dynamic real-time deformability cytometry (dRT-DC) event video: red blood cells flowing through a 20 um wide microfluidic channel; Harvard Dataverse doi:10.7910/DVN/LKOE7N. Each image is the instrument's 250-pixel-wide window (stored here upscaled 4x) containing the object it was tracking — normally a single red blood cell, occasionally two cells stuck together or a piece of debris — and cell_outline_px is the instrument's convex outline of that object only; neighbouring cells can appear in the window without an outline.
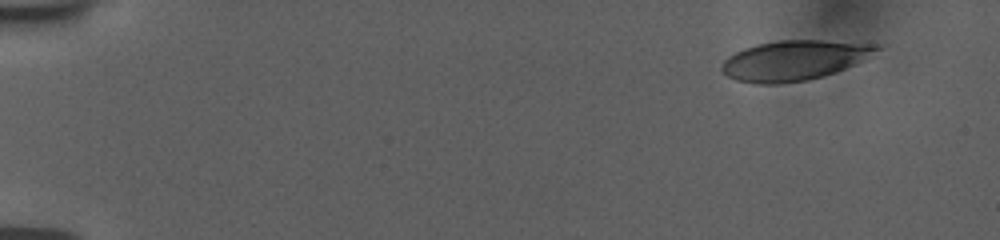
{"species": "human", "species_latin": "Homo sapiens", "temperature_condition": "room temperature", "stored_images_in_passage": 22, "camera_frame_rate_fps": 3000, "um_per_image_px": 0.085, "donor": {"sex": "female"}, "frame": {"image": 1, "passage_image": 1, "time_ms": 0.0, "image_size_px": [1000, 240], "cell_outline_px": [[888, 44], [884, 48], [836, 72], [824, 76], [808, 80], [780, 84], [756, 84], [736, 80], [728, 76], [720, 68], [724, 60], [728, 56], [744, 48], [756, 44], [776, 40], [820, 40]], "centroid_in_image_um": [67.53, 5.11], "position_along_channel_um": 17.5, "area_um2": 36.3}}
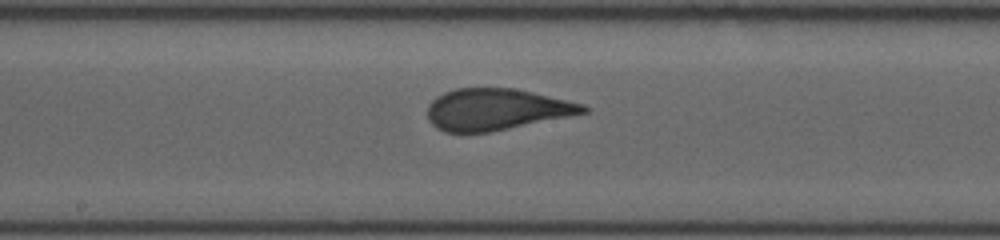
{"frame": {"image": 2, "passage_image": 12, "time_ms": 8.667, "image_size_px": [1000, 240], "cell_outline_px": [[592, 108], [588, 112], [488, 132], [444, 132], [436, 128], [428, 120], [428, 104], [436, 96], [444, 92], [456, 88], [512, 88], [532, 92], [584, 104]], "centroid_in_image_um": [42.16, 9.29], "position_along_channel_um": 206.0, "area_um2": 37.4}}
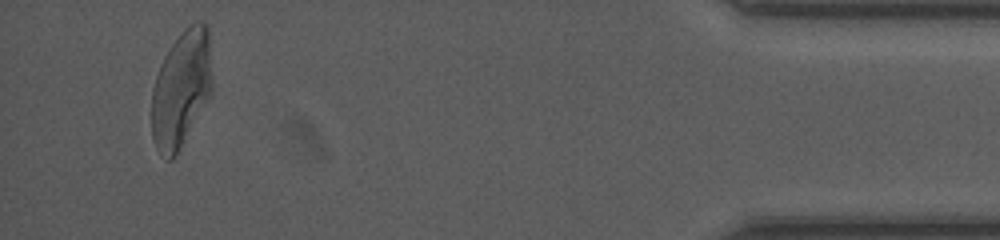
{"frame": {"image": 3, "passage_image": 22, "time_ms": 16.0, "image_size_px": [1000, 240], "cell_outline_px": [[212, 92], [172, 160], [168, 160], [160, 156], [152, 140], [152, 88], [160, 64], [164, 56], [172, 44], [184, 28], [196, 20], [200, 20], [208, 24], [212, 84]], "centroid_in_image_um": [15.4, 7.51], "position_along_channel_um": 419.8, "area_um2": 41.1}, "authors_computed_cell_mechanics": {"area_um2": 38.4948, "velocity_mm_per_s": 3.7632, "shape_relaxation_time_tau1_ms": 7.1192, "shape_relaxation_time_tau2_ms": null, "deformation_change_tau1": 0.2073, "deformation_change_tau2": null}}